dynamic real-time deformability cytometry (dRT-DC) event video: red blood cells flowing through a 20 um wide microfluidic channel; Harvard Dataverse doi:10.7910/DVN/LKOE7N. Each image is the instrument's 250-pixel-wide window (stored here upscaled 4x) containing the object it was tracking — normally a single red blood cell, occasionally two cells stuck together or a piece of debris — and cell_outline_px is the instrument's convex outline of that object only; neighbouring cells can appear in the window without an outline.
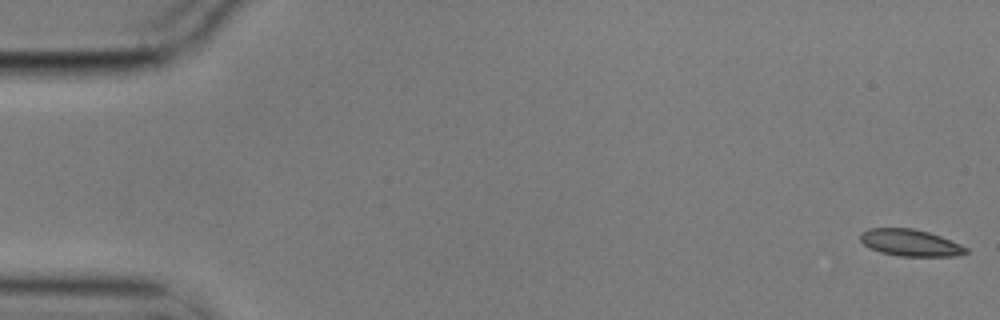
{"species": "common noctule bat (a hibernating species)", "species_latin": "Nyctalus noctula", "temperature_condition": "cold", "stored_images_in_passage": 9, "camera_frame_rate_fps": 3000, "um_per_image_px": 0.085, "animal": {"sex": "male", "body_mass_g": 17.9}, "frame": {"image": 1, "passage_image": 1, "time_ms": 0.0, "image_size_px": [1000, 320], "cell_outline_px": [[968, 252], [956, 256], [900, 256], [880, 252], [864, 244], [860, 240], [860, 232], [868, 228], [912, 228], [928, 232], [940, 236], [960, 244], [968, 248]], "centroid_in_image_um": [77.36, 20.63], "position_along_channel_um": 7.6, "area_um2": 16.42}}
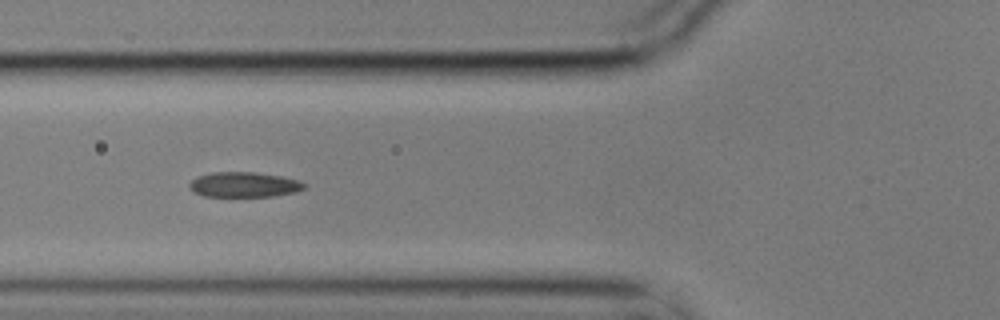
{"frame": {"image": 2, "passage_image": 6, "time_ms": 1.667, "image_size_px": [1000, 320], "cell_outline_px": [[308, 184], [304, 188], [296, 192], [276, 196], [204, 196], [192, 192], [188, 184], [196, 176], [212, 172], [256, 172], [280, 176], [300, 180]], "centroid_in_image_um": [20.75, 15.69], "position_along_channel_um": 105.0, "area_um2": 16.99}}
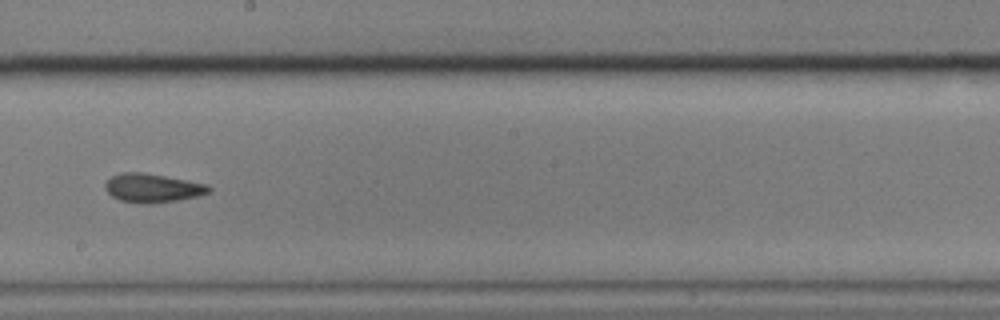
{"frame": {"image": 3, "passage_image": 9, "time_ms": 2.667, "image_size_px": [1000, 320], "cell_outline_px": [[212, 188], [208, 192], [196, 196], [176, 200], [148, 204], [144, 204], [120, 200], [112, 196], [104, 188], [104, 184], [112, 176], [120, 172], [140, 172], [164, 176], [208, 184]], "centroid_in_image_um": [12.93, 15.97], "position_along_channel_um": 235.3, "area_um2": 17.17}}